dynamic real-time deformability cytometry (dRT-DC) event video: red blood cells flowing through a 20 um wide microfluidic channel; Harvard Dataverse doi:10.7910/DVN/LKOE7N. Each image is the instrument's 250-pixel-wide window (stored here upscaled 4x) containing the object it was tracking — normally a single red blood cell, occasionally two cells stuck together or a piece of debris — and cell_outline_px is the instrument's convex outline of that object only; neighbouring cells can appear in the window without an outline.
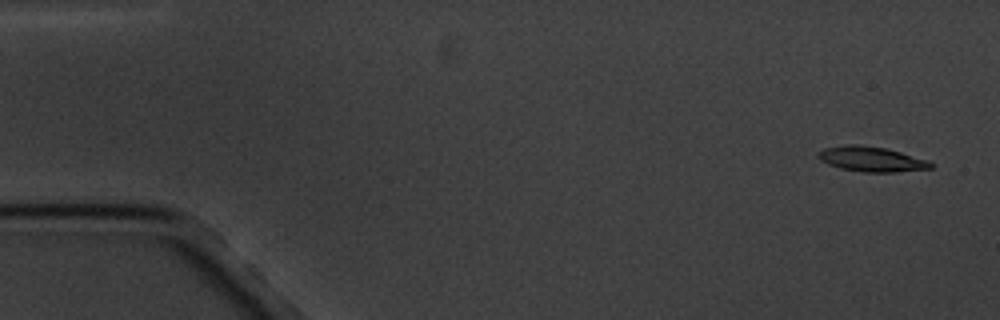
{"species": "common noctule bat (a hibernating species)", "species_latin": "Nyctalus noctula", "temperature_condition": "cold", "stored_images_in_passage": 5, "camera_frame_rate_fps": 3000, "um_per_image_px": 0.085, "animal": {"sex": "male", "body_mass_g": 20.1, "forearm_length_mm": 53.5}, "frame": {"image": 1, "passage_image": 1, "time_ms": 0.0, "image_size_px": [1000, 320], "cell_outline_px": [[932, 168], [896, 172], [864, 172], [840, 168], [828, 164], [820, 160], [816, 156], [816, 152], [824, 148], [848, 144], [860, 144], [884, 148], [900, 152], [928, 160], [932, 164]], "centroid_in_image_um": [74.02, 13.52], "position_along_channel_um": 11.0, "area_um2": 16.42}}